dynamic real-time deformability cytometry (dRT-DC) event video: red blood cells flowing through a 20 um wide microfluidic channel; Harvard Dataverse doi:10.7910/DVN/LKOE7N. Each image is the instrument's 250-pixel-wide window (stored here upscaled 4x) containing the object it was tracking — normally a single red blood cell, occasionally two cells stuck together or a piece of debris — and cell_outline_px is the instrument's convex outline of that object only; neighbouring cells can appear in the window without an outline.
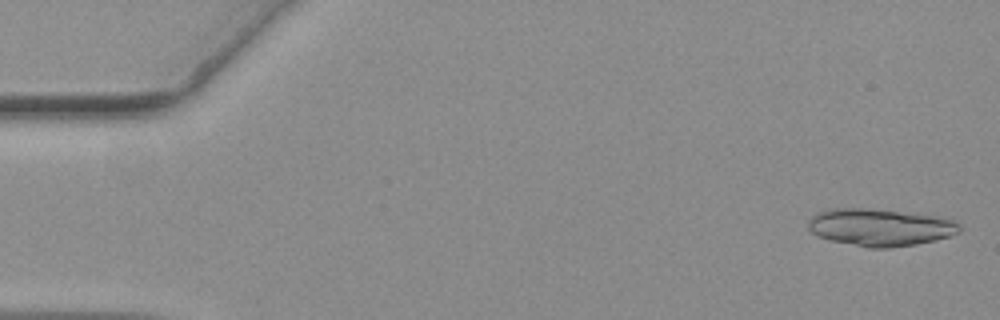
{"species": "common noctule bat (a hibernating species)", "species_latin": "Nyctalus noctula", "temperature_condition": "warm", "stored_images_in_passage": 22, "camera_frame_rate_fps": 3000, "um_per_image_px": 0.085, "animal": {"sex": "female", "body_mass_g": 19.3, "forearm_length_mm": 54.1}, "frame": {"image": 1, "passage_image": 2, "time_ms": 0.333, "image_size_px": [1000, 320], "cell_outline_px": [[960, 232], [936, 240], [916, 244], [888, 248], [868, 248], [832, 240], [820, 236], [812, 232], [808, 228], [808, 220], [812, 216], [820, 212], [836, 208], [864, 208], [932, 216], [952, 220], [960, 224]], "centroid_in_image_um": [74.8, 19.33], "position_along_channel_um": 10.2, "area_um2": 32.25}}